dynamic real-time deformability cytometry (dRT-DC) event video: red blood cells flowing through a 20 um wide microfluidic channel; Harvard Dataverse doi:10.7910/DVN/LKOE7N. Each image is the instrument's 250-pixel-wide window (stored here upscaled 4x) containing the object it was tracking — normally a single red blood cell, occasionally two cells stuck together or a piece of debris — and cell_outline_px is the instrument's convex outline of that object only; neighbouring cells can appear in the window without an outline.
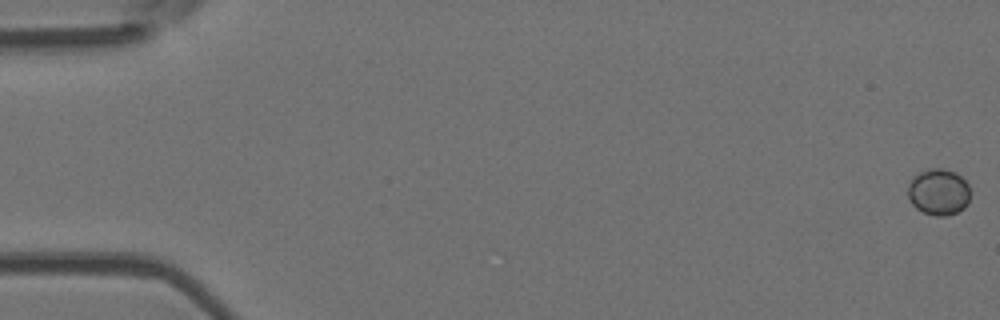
{"species": "Egyptian fruit bat (a non-hibernating species)", "species_latin": "Rousettus aegyptiacus", "temperature_condition": "room temperature", "stored_images_in_passage": 11, "camera_frame_rate_fps": 3000, "um_per_image_px": 0.085, "animal": {"sex": "female"}, "frame": {"image": 1, "passage_image": 1, "time_ms": 0.0, "image_size_px": [1000, 320], "cell_outline_px": [[968, 204], [964, 208], [948, 216], [936, 216], [924, 212], [916, 208], [912, 204], [908, 196], [908, 184], [920, 172], [928, 168], [944, 168], [956, 172], [968, 184]], "centroid_in_image_um": [79.78, 16.32], "position_along_channel_um": 5.2, "area_um2": 16.76}}